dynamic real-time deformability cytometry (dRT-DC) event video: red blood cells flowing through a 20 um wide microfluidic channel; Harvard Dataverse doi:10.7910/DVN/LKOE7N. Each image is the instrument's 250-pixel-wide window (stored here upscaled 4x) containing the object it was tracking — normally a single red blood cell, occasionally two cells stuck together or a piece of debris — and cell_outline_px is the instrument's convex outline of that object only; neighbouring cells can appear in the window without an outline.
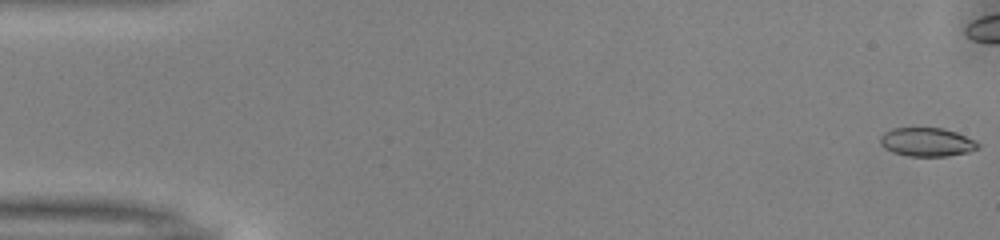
{"species": "common noctule bat (a hibernating species)", "species_latin": "Nyctalus noctula", "temperature_condition": "warm", "stored_images_in_passage": 41, "camera_frame_rate_fps": 3000, "um_per_image_px": 0.085, "animal": {"sex": "male", "body_mass_g": 13.0, "forearm_length_mm": 53.1}, "frame": {"image": 1, "passage_image": 1, "time_ms": 0.0, "image_size_px": [1000, 240], "cell_outline_px": [[980, 148], [968, 152], [948, 156], [908, 156], [892, 152], [884, 148], [880, 144], [880, 136], [884, 132], [892, 128], [944, 128], [956, 132], [976, 140], [980, 144]], "centroid_in_image_um": [78.8, 12.07], "position_along_channel_um": 6.2, "area_um2": 16.53}}
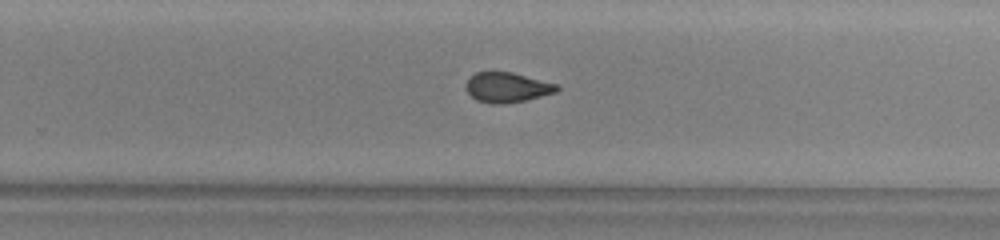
{"frame": {"image": 2, "passage_image": 33, "time_ms": 10.667, "image_size_px": [1000, 240], "cell_outline_px": [[560, 88], [556, 92], [524, 100], [504, 104], [492, 104], [476, 100], [468, 92], [464, 84], [468, 76], [476, 72], [512, 72], [556, 84]], "centroid_in_image_um": [43.04, 7.42], "position_along_channel_um": 286.8, "area_um2": 15.84}}
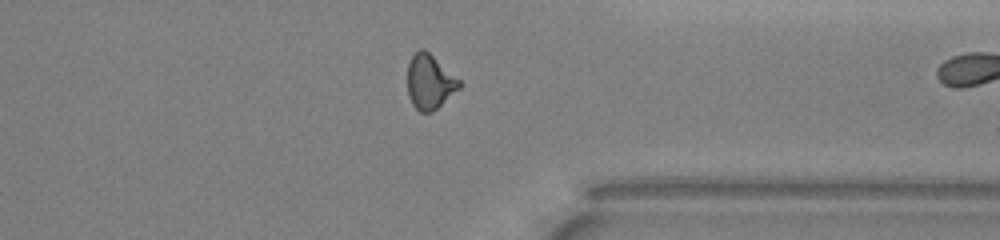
{"frame": {"image": 3, "passage_image": 40, "time_ms": 13.0, "image_size_px": [1000, 240], "cell_outline_px": [[460, 88], [432, 112], [420, 112], [412, 104], [408, 96], [408, 64], [412, 56], [420, 48], [424, 48], [460, 80]], "centroid_in_image_um": [36.51, 6.96], "position_along_channel_um": 374.9, "area_um2": 16.3}}